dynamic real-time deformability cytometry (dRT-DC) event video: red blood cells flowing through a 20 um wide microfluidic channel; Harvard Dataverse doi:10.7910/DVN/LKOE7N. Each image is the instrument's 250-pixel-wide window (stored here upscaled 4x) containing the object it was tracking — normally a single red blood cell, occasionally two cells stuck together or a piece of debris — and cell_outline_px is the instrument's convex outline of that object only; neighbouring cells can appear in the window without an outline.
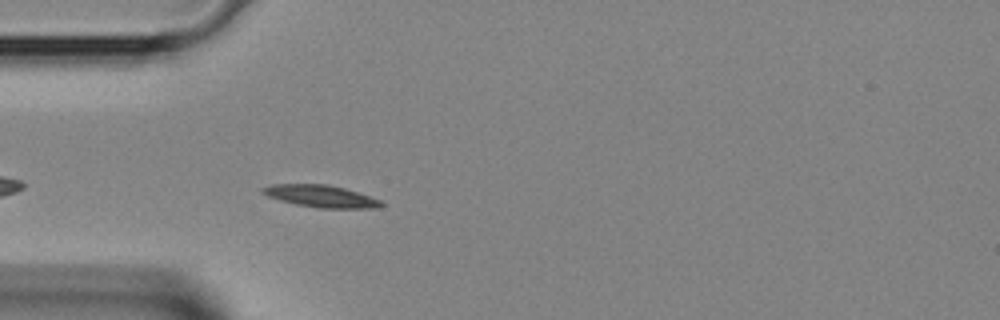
{"species": "Egyptian fruit bat (a non-hibernating species)", "species_latin": "Rousettus aegyptiacus", "temperature_condition": "room temperature", "stored_images_in_passage": 2, "camera_frame_rate_fps": 3000, "um_per_image_px": 0.085, "animal": {"sex": "female"}, "frame": {"image": 1, "passage_image": 2, "time_ms": 0.333, "image_size_px": [1000, 320], "cell_outline_px": [[384, 204], [376, 208], [320, 208], [296, 204], [280, 200], [268, 196], [260, 192], [260, 188], [272, 184], [328, 184], [344, 188], [380, 200]], "centroid_in_image_um": [27.23, 16.67], "position_along_channel_um": 57.8, "area_um2": 15.14}}